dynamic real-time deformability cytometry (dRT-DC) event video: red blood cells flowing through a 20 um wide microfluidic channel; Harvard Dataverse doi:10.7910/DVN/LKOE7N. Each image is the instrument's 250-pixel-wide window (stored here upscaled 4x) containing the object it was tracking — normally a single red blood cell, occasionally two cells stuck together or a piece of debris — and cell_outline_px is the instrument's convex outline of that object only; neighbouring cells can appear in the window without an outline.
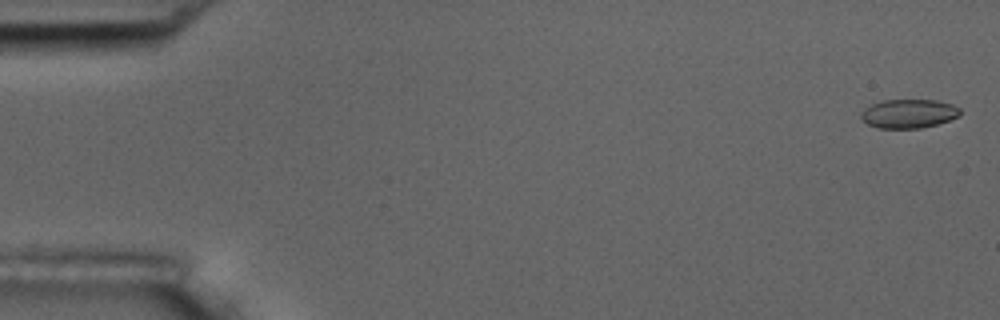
{"species": "common noctule bat (a hibernating species)", "species_latin": "Nyctalus noctula", "temperature_condition": "room temperature", "stored_images_in_passage": 4, "camera_frame_rate_fps": 3000, "um_per_image_px": 0.085, "animal": {"sex": "male", "body_mass_g": 17.5, "forearm_length_mm": 52.3}, "frame": {"image": 1, "passage_image": 1, "time_ms": 0.0, "image_size_px": [1000, 320], "cell_outline_px": [[960, 116], [936, 124], [920, 128], [876, 128], [868, 124], [860, 116], [860, 112], [864, 108], [872, 104], [884, 100], [936, 100], [952, 104], [960, 108]], "centroid_in_image_um": [77.23, 9.65], "position_along_channel_um": 7.8, "area_um2": 16.65}}